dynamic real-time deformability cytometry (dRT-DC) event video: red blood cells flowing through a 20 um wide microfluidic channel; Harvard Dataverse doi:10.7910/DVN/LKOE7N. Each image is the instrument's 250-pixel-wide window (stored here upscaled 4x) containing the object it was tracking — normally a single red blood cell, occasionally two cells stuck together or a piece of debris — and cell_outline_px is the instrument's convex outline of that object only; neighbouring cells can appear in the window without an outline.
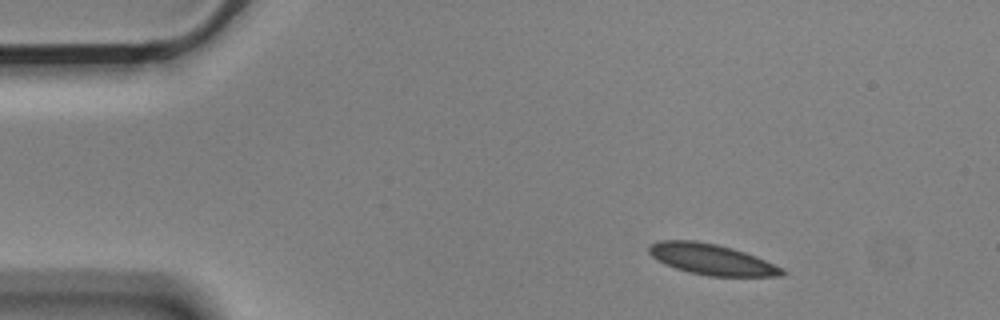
{"species": "Egyptian fruit bat (a non-hibernating species)", "species_latin": "Rousettus aegyptiacus", "temperature_condition": "cold", "stored_images_in_passage": 3, "camera_frame_rate_fps": 3000, "um_per_image_px": 0.085, "animal": {"sex": "male"}, "frame": {"image": 1, "passage_image": 1, "time_ms": 0.0, "image_size_px": [1000, 320], "cell_outline_px": [[788, 272], [780, 276], [708, 276], [688, 272], [676, 268], [652, 256], [648, 252], [648, 248], [652, 244], [660, 240], [696, 240], [716, 244], [732, 248], [756, 256], [784, 268]], "centroid_in_image_um": [60.53, 22.04], "position_along_channel_um": 24.5, "area_um2": 23.76}}